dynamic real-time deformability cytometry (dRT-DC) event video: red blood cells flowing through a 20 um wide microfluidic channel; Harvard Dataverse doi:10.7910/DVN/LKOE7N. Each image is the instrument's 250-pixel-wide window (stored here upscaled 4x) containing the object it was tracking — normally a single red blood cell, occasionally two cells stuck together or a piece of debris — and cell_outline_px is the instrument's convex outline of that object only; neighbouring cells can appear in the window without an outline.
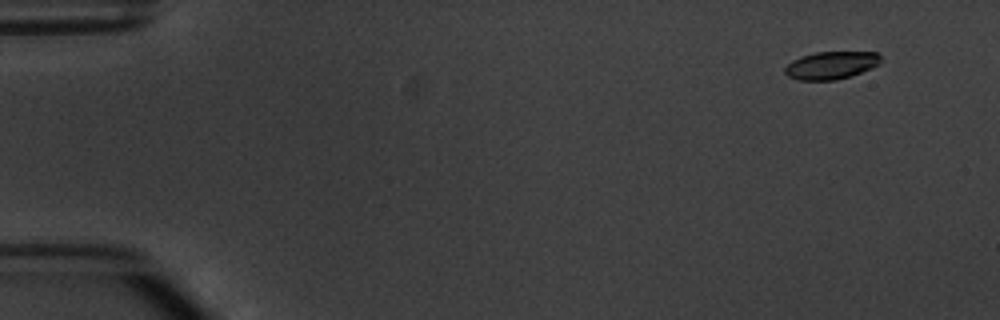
{"species": "common noctule bat (a hibernating species)", "species_latin": "Nyctalus noctula", "temperature_condition": "warm", "stored_images_in_passage": 6, "camera_frame_rate_fps": 3000, "um_per_image_px": 0.085, "animal": {"sex": "male", "body_mass_g": 20.1, "forearm_length_mm": 53.5}, "frame": {"image": 1, "passage_image": 2, "time_ms": 1.333, "image_size_px": [1000, 320], "cell_outline_px": [[880, 64], [872, 68], [836, 80], [796, 80], [788, 76], [784, 72], [784, 68], [792, 60], [800, 56], [816, 52], [876, 52], [880, 56]], "centroid_in_image_um": [70.61, 5.55], "position_along_channel_um": 14.4, "area_um2": 15.43}}
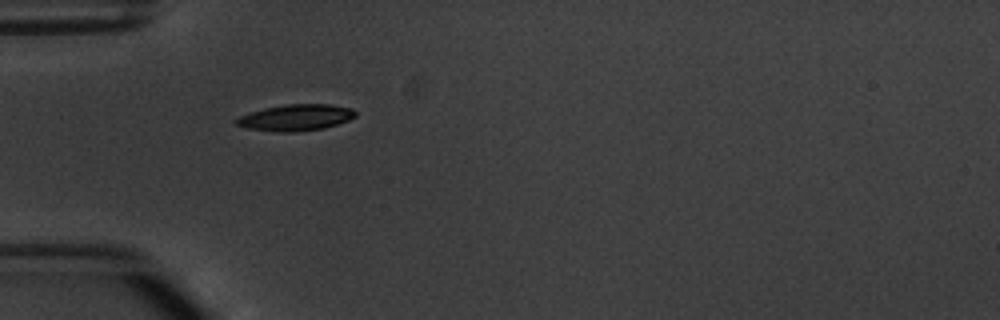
{"frame": {"image": 2, "passage_image": 5, "time_ms": 5.667, "image_size_px": [1000, 320], "cell_outline_px": [[356, 116], [348, 120], [324, 128], [292, 132], [276, 132], [248, 128], [236, 124], [232, 120], [240, 116], [264, 108], [288, 104], [328, 104], [352, 108], [356, 112]], "centroid_in_image_um": [25.13, 9.99], "position_along_channel_um": 59.9, "area_um2": 18.15}}